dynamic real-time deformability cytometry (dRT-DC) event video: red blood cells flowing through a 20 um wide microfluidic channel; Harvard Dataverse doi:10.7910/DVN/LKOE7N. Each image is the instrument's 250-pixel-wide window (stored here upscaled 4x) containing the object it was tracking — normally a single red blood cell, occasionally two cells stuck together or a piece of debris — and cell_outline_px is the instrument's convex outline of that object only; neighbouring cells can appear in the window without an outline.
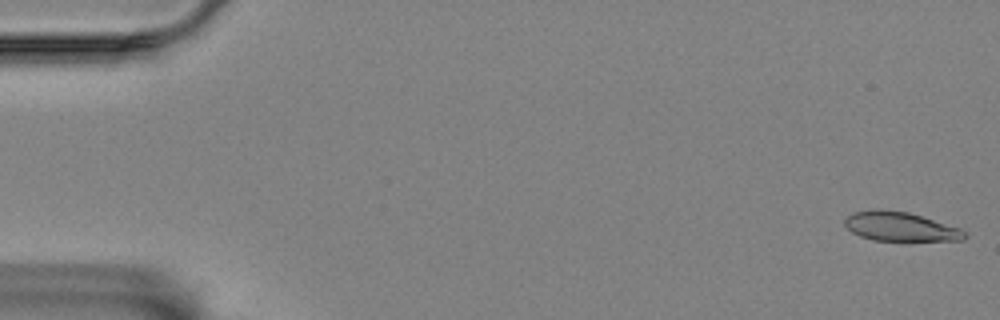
{"species": "Egyptian fruit bat (a non-hibernating species)", "species_latin": "Rousettus aegyptiacus", "temperature_condition": "room temperature", "stored_images_in_passage": 59, "camera_frame_rate_fps": 3000, "um_per_image_px": 0.085, "animal": {"sex": "female"}, "frame": {"image": 1, "passage_image": 1, "time_ms": 0.0, "image_size_px": [1000, 320], "cell_outline_px": [[968, 236], [964, 240], [872, 240], [860, 236], [852, 232], [844, 224], [844, 220], [852, 212], [876, 208], [908, 212], [960, 228]], "centroid_in_image_um": [76.49, 19.25], "position_along_channel_um": 8.5, "area_um2": 20.23}}
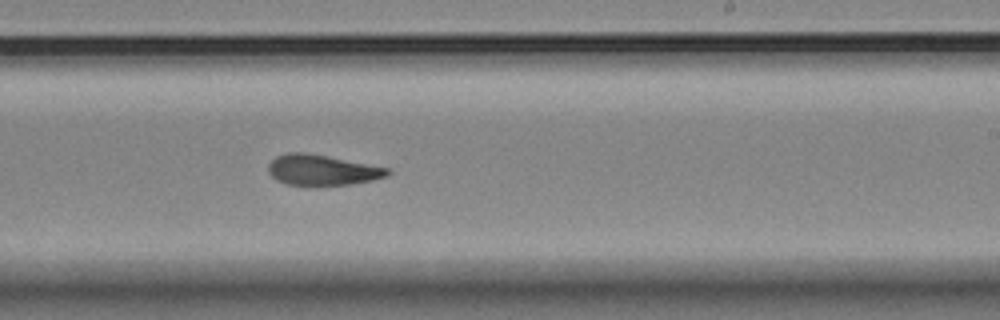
{"frame": {"image": 2, "passage_image": 35, "time_ms": 11.333, "image_size_px": [1000, 320], "cell_outline_px": [[392, 172], [388, 176], [372, 180], [348, 184], [288, 184], [276, 180], [268, 172], [268, 164], [276, 156], [288, 152], [304, 152], [328, 156], [388, 168]], "centroid_in_image_um": [27.37, 14.43], "position_along_channel_um": 261.6, "area_um2": 20.87}}
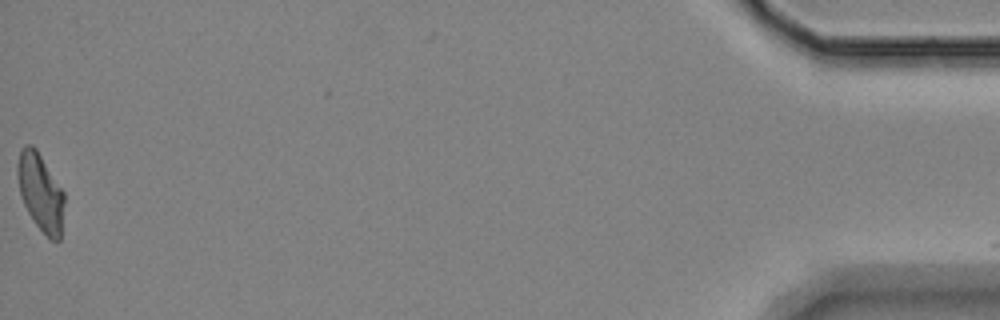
{"frame": {"image": 3, "passage_image": 58, "time_ms": 19.0, "image_size_px": [1000, 320], "cell_outline_px": [[64, 200], [60, 240], [52, 240], [36, 224], [28, 212], [24, 204], [20, 192], [16, 172], [16, 164], [20, 148], [24, 144], [32, 144], [36, 148], [64, 192]], "centroid_in_image_um": [3.42, 16.27], "position_along_channel_um": 431.8, "area_um2": 20.98}}